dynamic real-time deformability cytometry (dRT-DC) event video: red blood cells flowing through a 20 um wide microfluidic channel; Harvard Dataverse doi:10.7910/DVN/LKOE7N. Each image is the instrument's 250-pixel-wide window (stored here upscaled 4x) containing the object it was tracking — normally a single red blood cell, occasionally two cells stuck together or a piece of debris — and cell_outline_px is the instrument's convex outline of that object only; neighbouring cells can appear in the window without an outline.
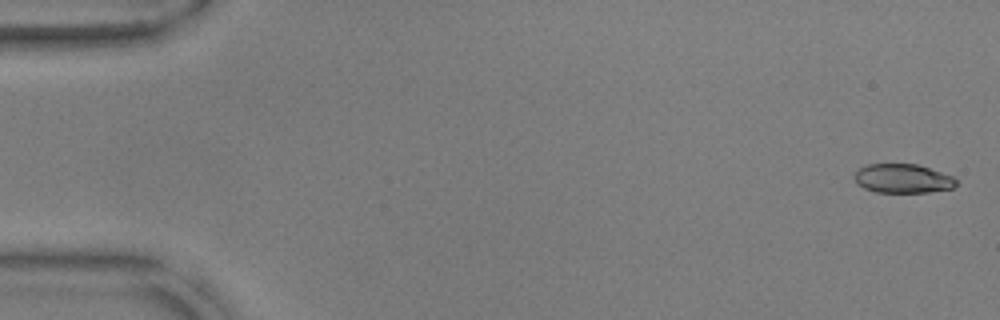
{"species": "common noctule bat (a hibernating species)", "species_latin": "Nyctalus noctula", "temperature_condition": "warm", "stored_images_in_passage": 10, "camera_frame_rate_fps": 3000, "um_per_image_px": 0.085, "animal": {"sex": "male", "body_mass_g": 17.9, "forearm_length_mm": 54.2}, "frame": {"image": 1, "passage_image": 1, "time_ms": 0.0, "image_size_px": [1000, 320], "cell_outline_px": [[956, 184], [952, 188], [928, 192], [876, 192], [864, 188], [856, 184], [856, 172], [860, 168], [868, 164], [916, 164], [952, 176], [956, 180]], "centroid_in_image_um": [76.72, 15.18], "position_along_channel_um": 8.3, "area_um2": 16.94}}